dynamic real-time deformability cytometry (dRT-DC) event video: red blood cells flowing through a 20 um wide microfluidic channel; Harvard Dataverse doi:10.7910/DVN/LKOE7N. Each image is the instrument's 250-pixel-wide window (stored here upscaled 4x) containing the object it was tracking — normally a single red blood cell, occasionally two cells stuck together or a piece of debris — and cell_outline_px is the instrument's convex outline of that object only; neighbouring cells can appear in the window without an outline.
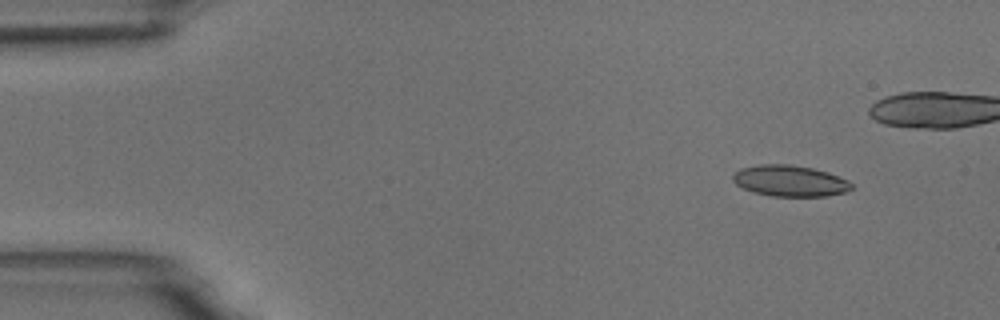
{"species": "common noctule bat (a hibernating species)", "species_latin": "Nyctalus noctula", "temperature_condition": "room temperature", "stored_images_in_passage": 7, "camera_frame_rate_fps": 3000, "um_per_image_px": 0.085, "animal": {"sex": "male", "body_mass_g": 18.8}, "frame": {"image": 1, "passage_image": 2, "time_ms": 1.0, "image_size_px": [1000, 320], "cell_outline_px": [[852, 188], [844, 192], [824, 196], [772, 196], [752, 192], [736, 184], [732, 180], [732, 176], [740, 168], [760, 164], [788, 164], [812, 168], [828, 172], [848, 180], [852, 184]], "centroid_in_image_um": [67.12, 15.37], "position_along_channel_um": 17.9, "area_um2": 21.44}}
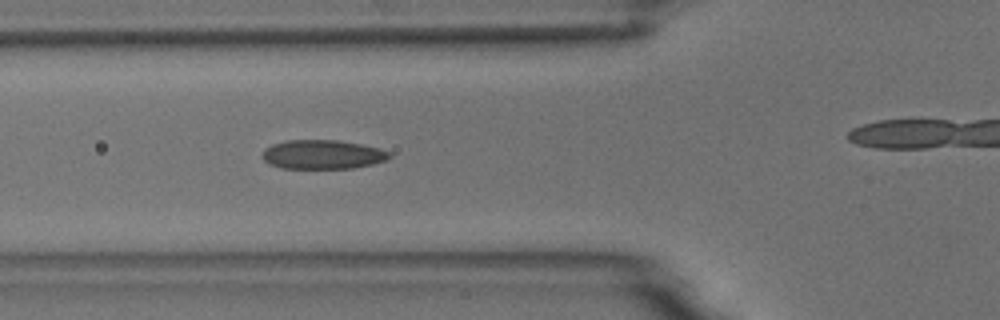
{"frame": {"image": 2, "passage_image": 6, "time_ms": 5.667, "image_size_px": [1000, 320], "cell_outline_px": [[392, 156], [388, 160], [372, 164], [352, 168], [280, 168], [268, 164], [260, 156], [264, 148], [272, 144], [284, 140], [340, 140], [380, 148], [392, 152]], "centroid_in_image_um": [27.41, 13.13], "position_along_channel_um": 98.4, "area_um2": 21.91}}